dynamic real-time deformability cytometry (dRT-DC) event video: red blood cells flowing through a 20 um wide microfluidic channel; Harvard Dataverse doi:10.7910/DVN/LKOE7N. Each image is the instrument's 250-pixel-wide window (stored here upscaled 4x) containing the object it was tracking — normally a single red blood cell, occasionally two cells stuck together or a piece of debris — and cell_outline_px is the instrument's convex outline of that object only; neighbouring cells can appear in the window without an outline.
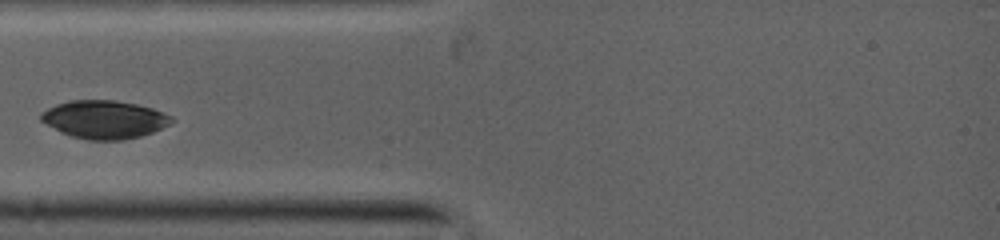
{"species": "common noctule bat (a hibernating species)", "species_latin": "Nyctalus noctula", "temperature_condition": "warm", "stored_images_in_passage": 22, "camera_frame_rate_fps": 5000, "um_per_image_px": 0.085, "animal": {"sex": "female", "body_mass_g": 19.0, "forearm_length_mm": 53.3}, "frame": {"image": 1, "passage_image": 1, "time_ms": 0.0, "image_size_px": [1000, 240], "cell_outline_px": [[172, 120], [168, 124], [152, 132], [140, 136], [124, 140], [88, 140], [72, 136], [60, 132], [40, 120], [40, 112], [56, 104], [72, 100], [112, 100], [136, 104], [152, 108], [168, 116]], "centroid_in_image_um": [8.8, 10.16], "position_along_channel_um": 76.2, "area_um2": 28.61}}
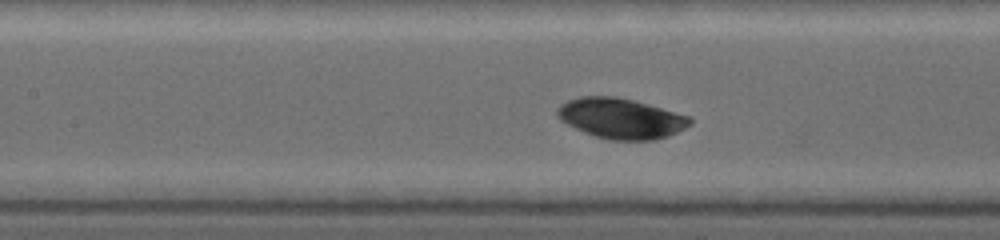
{"frame": {"image": 2, "passage_image": 15, "time_ms": 1.8, "image_size_px": [1000, 240], "cell_outline_px": [[692, 124], [668, 136], [656, 140], [608, 140], [584, 132], [560, 120], [556, 112], [560, 104], [568, 100], [584, 96], [612, 96], [660, 108], [688, 116], [692, 120]], "centroid_in_image_um": [52.75, 10.08], "position_along_channel_um": 154.6, "area_um2": 30.63}}
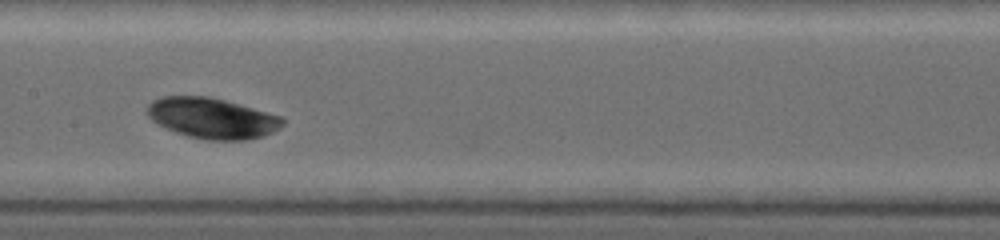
{"frame": {"image": 3, "passage_image": 21, "time_ms": 2.6, "image_size_px": [1000, 240], "cell_outline_px": [[284, 124], [280, 128], [264, 136], [248, 140], [204, 140], [188, 136], [176, 132], [152, 120], [148, 112], [148, 108], [156, 100], [164, 96], [208, 96], [224, 100], [280, 116], [284, 120]], "centroid_in_image_um": [18.09, 10.06], "position_along_channel_um": 189.3, "area_um2": 31.5}}